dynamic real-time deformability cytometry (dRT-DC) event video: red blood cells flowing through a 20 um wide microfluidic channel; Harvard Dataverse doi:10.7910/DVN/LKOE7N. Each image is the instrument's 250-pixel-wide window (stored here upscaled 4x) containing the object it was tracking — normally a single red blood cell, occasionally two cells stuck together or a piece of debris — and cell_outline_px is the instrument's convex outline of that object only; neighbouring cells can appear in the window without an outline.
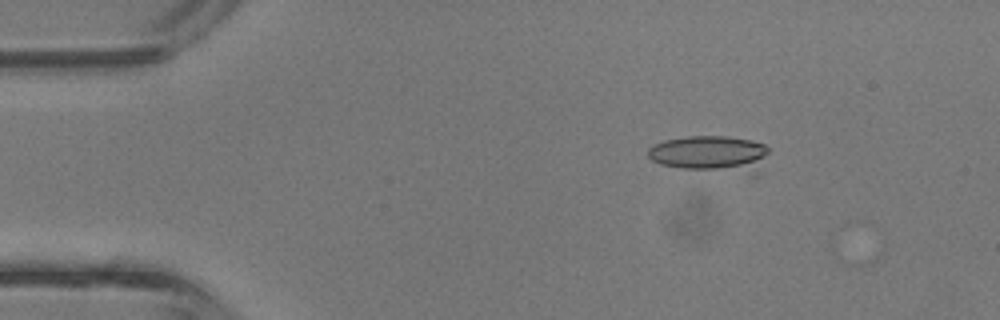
{"species": "common noctule bat (a hibernating species)", "species_latin": "Nyctalus noctula", "temperature_condition": "room temperature", "stored_images_in_passage": 5, "camera_frame_rate_fps": 3000, "um_per_image_px": 0.085, "animal": {"sex": "male", "body_mass_g": 13.3}, "frame": {"image": 1, "passage_image": 1, "time_ms": 0.0, "image_size_px": [1000, 320], "cell_outline_px": [[768, 152], [764, 156], [748, 168], [680, 168], [660, 164], [652, 160], [648, 156], [648, 148], [652, 144], [664, 140], [688, 136], [724, 136], [752, 140], [764, 144], [768, 148]], "centroid_in_image_um": [60.13, 12.95], "position_along_channel_um": 24.9, "area_um2": 23.35}}